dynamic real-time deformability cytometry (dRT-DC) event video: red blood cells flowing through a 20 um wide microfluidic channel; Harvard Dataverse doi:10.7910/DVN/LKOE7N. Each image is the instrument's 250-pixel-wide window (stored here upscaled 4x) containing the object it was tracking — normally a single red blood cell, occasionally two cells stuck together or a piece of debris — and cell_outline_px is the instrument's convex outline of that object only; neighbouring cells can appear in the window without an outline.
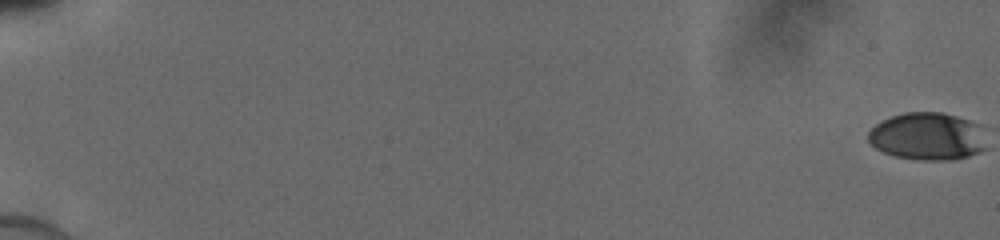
{"species": "human", "species_latin": "Homo sapiens", "temperature_condition": "cold", "stored_images_in_passage": 53, "camera_frame_rate_fps": 3000, "um_per_image_px": 0.085, "donor": {"sex": "male"}, "frame": {"image": 1, "passage_image": 1, "time_ms": 0.0, "image_size_px": [1000, 240], "cell_outline_px": [[968, 152], [960, 156], [908, 156], [892, 152], [872, 140], [872, 136], [876, 128], [880, 124], [888, 120], [900, 116], [948, 116], [952, 120]], "centroid_in_image_um": [78.24, 11.6], "position_along_channel_um": 6.8, "area_um2": 22.31}}
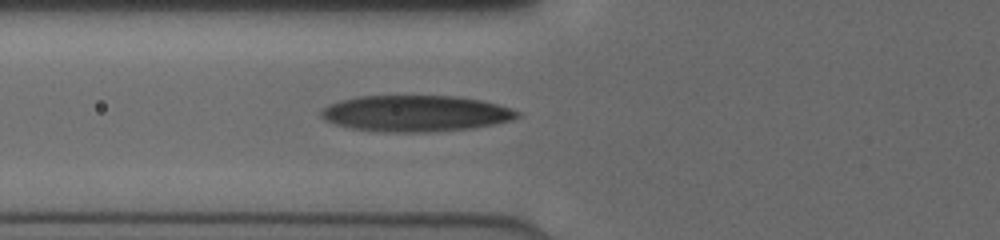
{"frame": {"image": 2, "passage_image": 23, "time_ms": 7.333, "image_size_px": [1000, 240], "cell_outline_px": [[508, 116], [488, 120], [464, 124], [460, 124], [336, 116], [332, 112], [340, 108], [352, 104], [368, 100], [456, 100], [480, 104], [496, 108], [508, 112]], "centroid_in_image_um": [35.9, 9.44], "position_along_channel_um": 89.9, "area_um2": 22.2}}
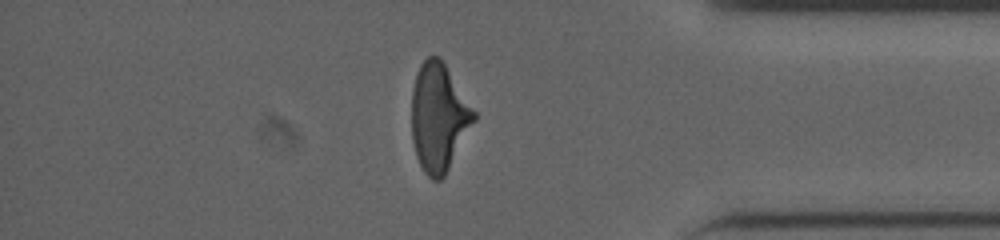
{"frame": {"image": 3, "passage_image": 46, "time_ms": 15.0, "image_size_px": [1000, 240], "cell_outline_px": [[472, 120], [444, 172], [440, 176], [432, 176], [428, 172], [424, 164], [420, 76], [420, 72], [424, 64], [428, 60], [436, 60], [444, 68], [472, 112]], "centroid_in_image_um": [37.51, 9.96], "position_along_channel_um": 397.7, "area_um2": 28.96}}